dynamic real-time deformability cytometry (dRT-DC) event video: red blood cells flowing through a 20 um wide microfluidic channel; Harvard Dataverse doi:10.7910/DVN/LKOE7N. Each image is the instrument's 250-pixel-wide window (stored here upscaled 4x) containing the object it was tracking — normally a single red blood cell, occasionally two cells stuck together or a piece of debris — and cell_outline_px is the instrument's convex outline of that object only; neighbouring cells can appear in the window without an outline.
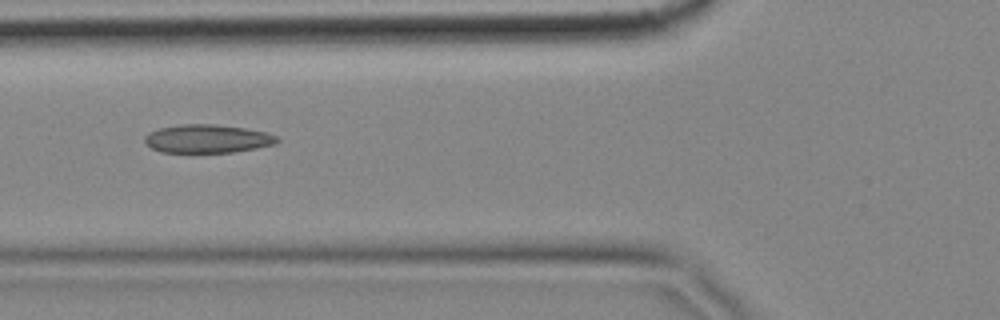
{"species": "common noctule bat (a hibernating species)", "species_latin": "Nyctalus noctula", "temperature_condition": "cold", "stored_images_in_passage": 43, "camera_frame_rate_fps": 3000, "um_per_image_px": 0.085, "animal": {"sex": "female", "body_mass_g": 18.4}, "frame": {"image": 1, "passage_image": 7, "time_ms": 2.0, "image_size_px": [1000, 320], "cell_outline_px": [[280, 140], [272, 144], [256, 148], [232, 152], [160, 152], [152, 148], [144, 140], [144, 136], [148, 132], [160, 128], [180, 124], [212, 124], [244, 128], [268, 132], [280, 136]], "centroid_in_image_um": [17.64, 11.78], "position_along_channel_um": 108.2, "area_um2": 21.85}, "authors_computed_cell_mechanics": {"area_um2": 21.1548, "velocity_mm_per_s": 3.4915, "shape_relaxation_time_tau1_ms": null, "shape_relaxation_time_tau2_ms": 3.382, "deformation_change_tau1": null, "deformation_change_tau2": 0.1218}}